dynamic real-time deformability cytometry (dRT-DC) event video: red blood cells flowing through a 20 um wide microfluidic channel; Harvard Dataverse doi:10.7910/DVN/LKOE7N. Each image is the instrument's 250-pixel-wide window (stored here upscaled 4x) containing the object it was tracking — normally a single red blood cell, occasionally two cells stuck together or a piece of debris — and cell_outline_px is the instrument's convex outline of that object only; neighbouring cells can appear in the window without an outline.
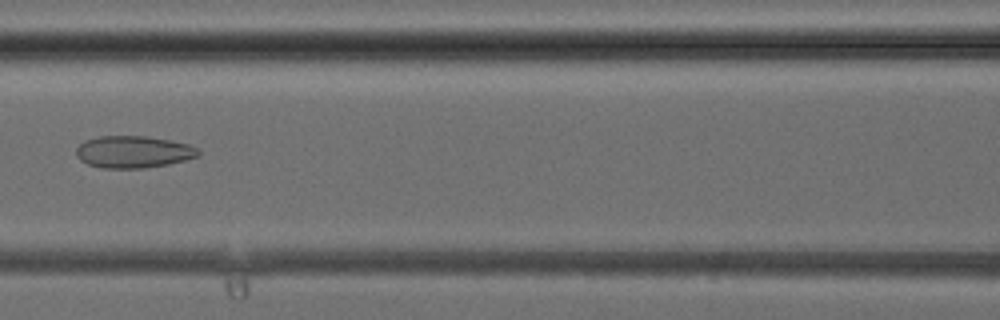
{"species": "common noctule bat (a hibernating species)", "species_latin": "Nyctalus noctula", "temperature_condition": "cold", "stored_images_in_passage": 38, "camera_frame_rate_fps": 3000, "um_per_image_px": 0.085, "animal": {"sex": "female", "body_mass_g": 24.6, "forearm_length_mm": 56.2}, "frame": {"image": 1, "passage_image": 17, "time_ms": 5.333, "image_size_px": [1000, 320], "cell_outline_px": [[200, 152], [196, 156], [184, 160], [168, 164], [144, 168], [104, 168], [88, 164], [80, 160], [76, 156], [76, 148], [84, 140], [100, 136], [148, 136], [172, 140], [188, 144], [196, 148]], "centroid_in_image_um": [11.31, 12.9], "position_along_channel_um": 155.3, "area_um2": 22.77}}
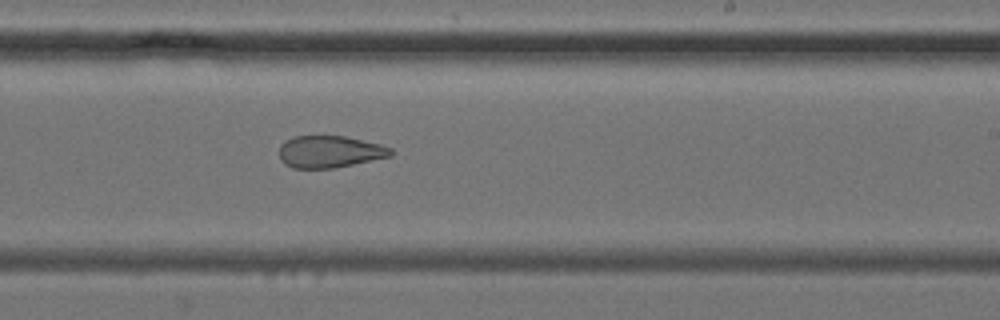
{"frame": {"image": 2, "passage_image": 23, "time_ms": 7.333, "image_size_px": [1000, 320], "cell_outline_px": [[392, 156], [332, 168], [292, 168], [284, 164], [280, 160], [280, 144], [284, 140], [292, 136], [344, 136], [380, 144], [392, 148]], "centroid_in_image_um": [27.99, 12.89], "position_along_channel_um": 261.0, "area_um2": 20.81}}
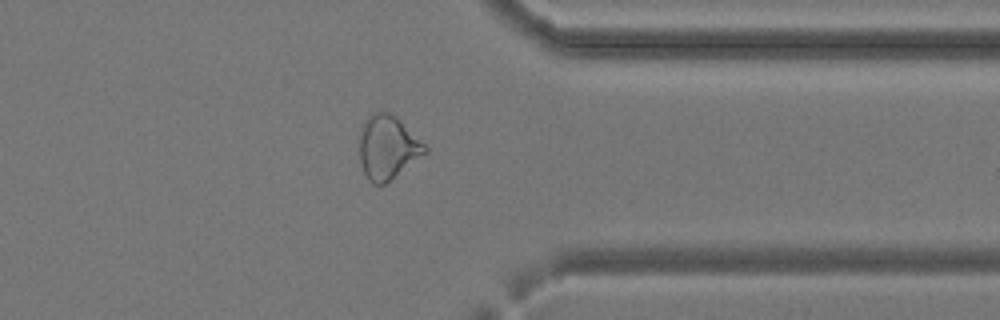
{"frame": {"image": 3, "passage_image": 30, "time_ms": 9.667, "image_size_px": [1000, 320], "cell_outline_px": [[428, 152], [384, 184], [372, 184], [368, 180], [364, 172], [360, 160], [360, 128], [364, 120], [372, 112], [388, 112], [396, 116], [428, 148]], "centroid_in_image_um": [32.93, 12.51], "position_along_channel_um": 378.5, "area_um2": 24.16}}